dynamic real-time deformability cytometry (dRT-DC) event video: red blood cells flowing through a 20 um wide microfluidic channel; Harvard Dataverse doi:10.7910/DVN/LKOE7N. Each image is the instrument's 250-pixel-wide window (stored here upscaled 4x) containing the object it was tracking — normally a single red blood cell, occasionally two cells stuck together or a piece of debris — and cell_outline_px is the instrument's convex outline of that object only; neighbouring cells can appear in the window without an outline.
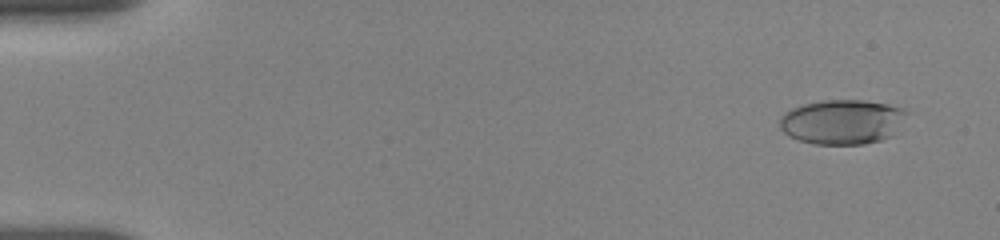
{"species": "human", "species_latin": "Homo sapiens", "temperature_condition": "room temperature", "stored_images_in_passage": 56, "camera_frame_rate_fps": 3000, "um_per_image_px": 0.085, "donor": {"sex": "female"}, "frame": {"image": 1, "passage_image": 4, "time_ms": 1.0, "image_size_px": [1000, 240], "cell_outline_px": [[908, 112], [892, 136], [880, 140], [864, 144], [812, 144], [788, 136], [780, 128], [780, 116], [784, 112], [792, 108], [804, 104], [824, 100], [864, 100], [888, 104], [900, 108]], "centroid_in_image_um": [71.56, 10.36], "position_along_channel_um": 13.4, "area_um2": 33.0}}
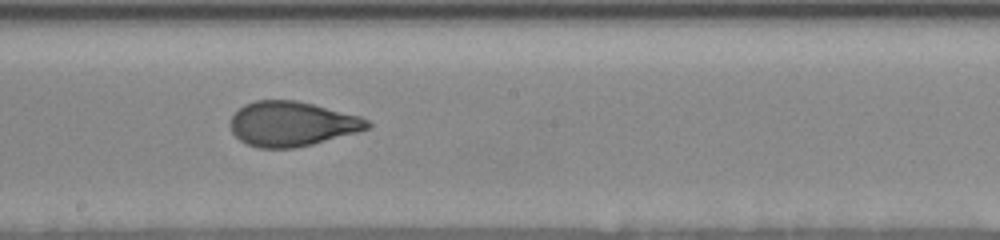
{"frame": {"image": 2, "passage_image": 32, "time_ms": 10.333, "image_size_px": [1000, 240], "cell_outline_px": [[372, 124], [368, 128], [356, 132], [312, 144], [296, 148], [256, 148], [240, 140], [232, 132], [228, 124], [232, 116], [244, 104], [256, 100], [296, 100], [360, 116], [368, 120]], "centroid_in_image_um": [24.77, 10.53], "position_along_channel_um": 223.4, "area_um2": 35.6}}
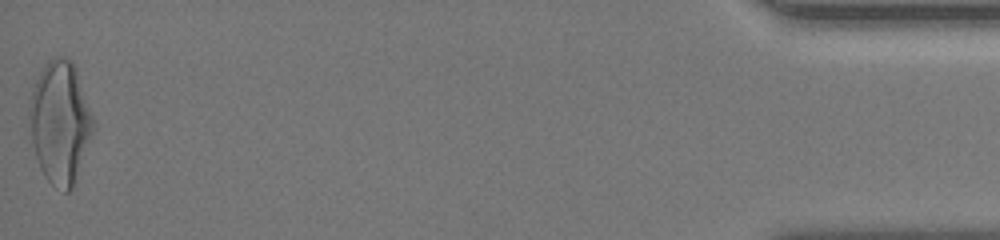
{"frame": {"image": 3, "passage_image": 56, "time_ms": 18.333, "image_size_px": [1000, 240], "cell_outline_px": [[96, 128], [72, 188], [68, 192], [64, 192], [52, 184], [48, 180], [40, 168], [36, 156], [32, 140], [28, 116], [28, 108], [32, 92], [36, 80], [44, 64], [48, 60], [60, 56], [64, 56], [76, 68], [96, 124]], "centroid_in_image_um": [5.13, 10.4], "position_along_channel_um": 430.1, "area_um2": 45.49}, "authors_computed_cell_mechanics": {"area_um2": 35.6048, "velocity_mm_per_s": 3.6589, "shape_relaxation_time_tau1_ms": 4.7432, "shape_relaxation_time_tau2_ms": 1.0291, "deformation_change_tau1": 0.1979, "deformation_change_tau2": 0.0724}}